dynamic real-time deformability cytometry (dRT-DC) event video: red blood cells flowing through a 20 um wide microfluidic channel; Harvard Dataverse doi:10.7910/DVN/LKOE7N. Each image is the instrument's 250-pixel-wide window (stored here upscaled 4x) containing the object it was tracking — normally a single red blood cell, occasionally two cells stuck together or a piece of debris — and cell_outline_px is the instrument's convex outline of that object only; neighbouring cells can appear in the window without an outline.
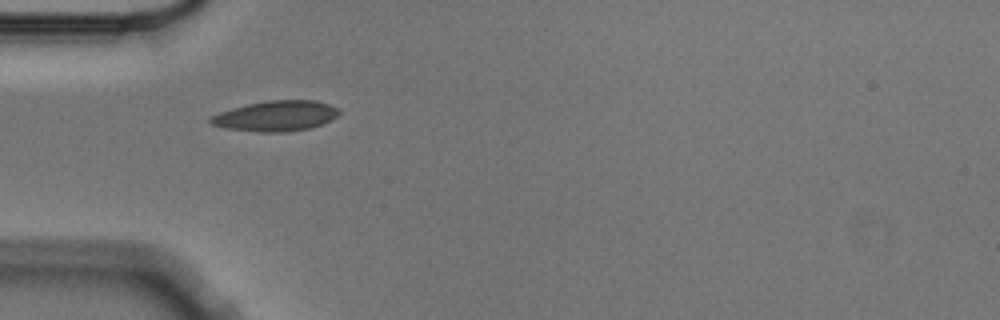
{"species": "Egyptian fruit bat (a non-hibernating species)", "species_latin": "Rousettus aegyptiacus", "temperature_condition": "cold", "stored_images_in_passage": 7, "camera_frame_rate_fps": 3000, "um_per_image_px": 0.085, "animal": {"sex": "male"}, "frame": {"image": 1, "passage_image": 1, "time_ms": 0.0, "image_size_px": [1000, 320], "cell_outline_px": [[340, 112], [332, 120], [308, 128], [284, 132], [264, 132], [224, 128], [212, 124], [208, 120], [212, 116], [220, 112], [232, 108], [248, 104], [268, 100], [312, 100], [328, 104], [336, 108]], "centroid_in_image_um": [23.43, 9.85], "position_along_channel_um": 61.6, "area_um2": 22.43}}
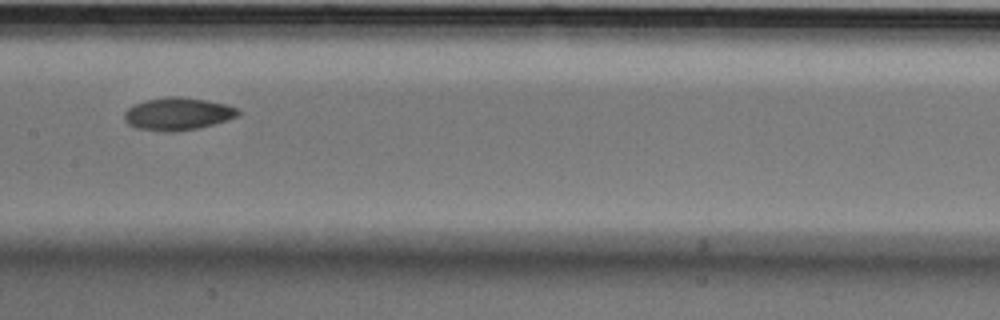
{"frame": {"image": 2, "passage_image": 4, "time_ms": 1.0, "image_size_px": [1000, 320], "cell_outline_px": [[240, 116], [228, 120], [196, 128], [172, 132], [164, 132], [136, 128], [128, 124], [124, 120], [124, 112], [132, 104], [144, 100], [168, 96], [180, 96], [208, 100], [224, 104], [236, 108], [240, 112]], "centroid_in_image_um": [15.07, 9.67], "position_along_channel_um": 192.3, "area_um2": 21.79}}
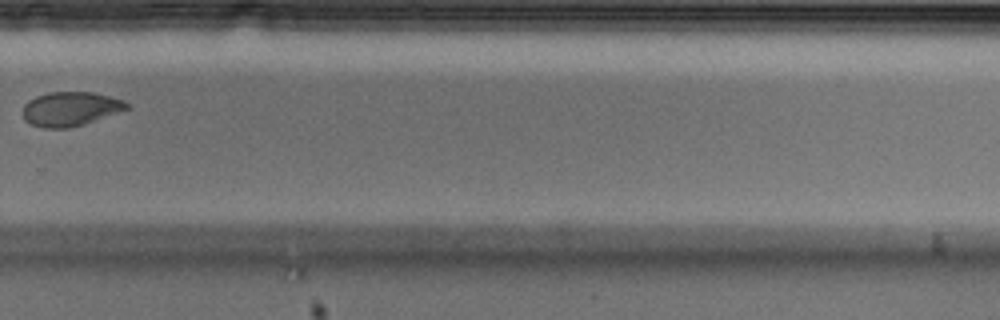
{"frame": {"image": 3, "passage_image": 7, "time_ms": 2.0, "image_size_px": [1000, 320], "cell_outline_px": [[128, 108], [84, 124], [68, 128], [44, 128], [28, 124], [24, 120], [24, 104], [28, 100], [36, 96], [48, 92], [92, 92], [124, 100], [128, 104]], "centroid_in_image_um": [5.93, 9.26], "position_along_channel_um": 323.9, "area_um2": 20.58}}